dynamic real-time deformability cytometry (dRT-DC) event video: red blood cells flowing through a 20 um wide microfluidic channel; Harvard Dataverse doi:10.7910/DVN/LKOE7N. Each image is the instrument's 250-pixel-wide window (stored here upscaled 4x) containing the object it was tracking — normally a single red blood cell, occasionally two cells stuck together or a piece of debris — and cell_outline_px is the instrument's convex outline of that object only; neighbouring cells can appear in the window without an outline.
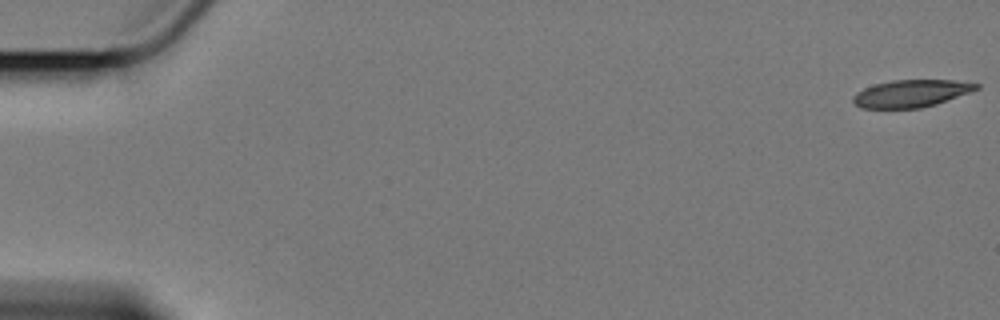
{"species": "Egyptian fruit bat (a non-hibernating species)", "species_latin": "Rousettus aegyptiacus", "temperature_condition": "cold", "stored_images_in_passage": 60, "camera_frame_rate_fps": 3000, "um_per_image_px": 0.085, "animal": {"sex": "female"}, "frame": {"image": 1, "passage_image": 1, "time_ms": 0.0, "image_size_px": [1000, 320], "cell_outline_px": [[980, 88], [972, 92], [936, 104], [920, 108], [860, 108], [852, 100], [852, 96], [856, 92], [864, 88], [876, 84], [892, 80], [952, 80], [980, 84]], "centroid_in_image_um": [77.46, 7.94], "position_along_channel_um": 7.5, "area_um2": 19.65}}
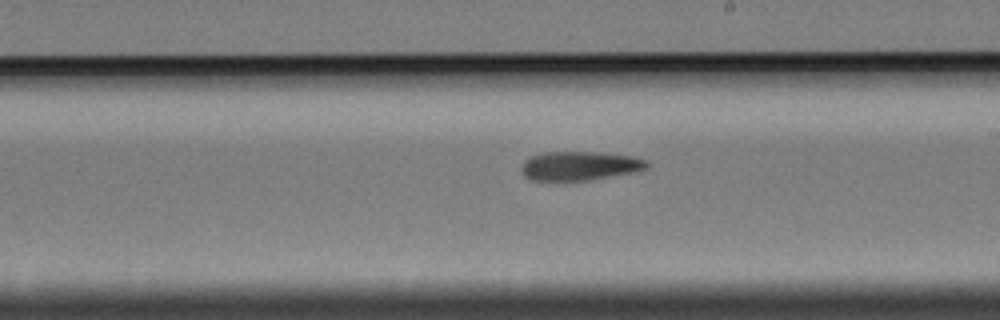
{"frame": {"image": 2, "passage_image": 35, "time_ms": 11.333, "image_size_px": [1000, 320], "cell_outline_px": [[648, 168], [640, 172], [588, 180], [532, 180], [524, 176], [520, 172], [520, 164], [528, 156], [544, 152], [596, 152], [632, 156], [648, 160]], "centroid_in_image_um": [49.27, 14.09], "position_along_channel_um": 239.7, "area_um2": 21.62}}
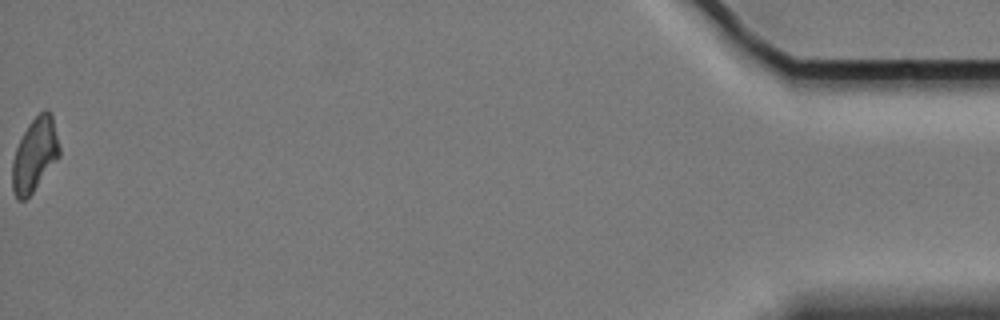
{"frame": {"image": 3, "passage_image": 60, "time_ms": 19.667, "image_size_px": [1000, 320], "cell_outline_px": [[60, 156], [32, 192], [24, 200], [16, 200], [12, 188], [12, 160], [16, 148], [28, 124], [44, 108], [48, 108], [52, 116], [60, 148]], "centroid_in_image_um": [2.95, 13.15], "position_along_channel_um": 432.3, "area_um2": 20.06}, "authors_computed_cell_mechanics": {"area_um2": 21.5883, "velocity_mm_per_s": 3.4077, "shape_relaxation_time_tau1_ms": 5.4034, "shape_relaxation_time_tau2_ms": null, "deformation_change_tau1": 0.1551, "deformation_change_tau2": null}}